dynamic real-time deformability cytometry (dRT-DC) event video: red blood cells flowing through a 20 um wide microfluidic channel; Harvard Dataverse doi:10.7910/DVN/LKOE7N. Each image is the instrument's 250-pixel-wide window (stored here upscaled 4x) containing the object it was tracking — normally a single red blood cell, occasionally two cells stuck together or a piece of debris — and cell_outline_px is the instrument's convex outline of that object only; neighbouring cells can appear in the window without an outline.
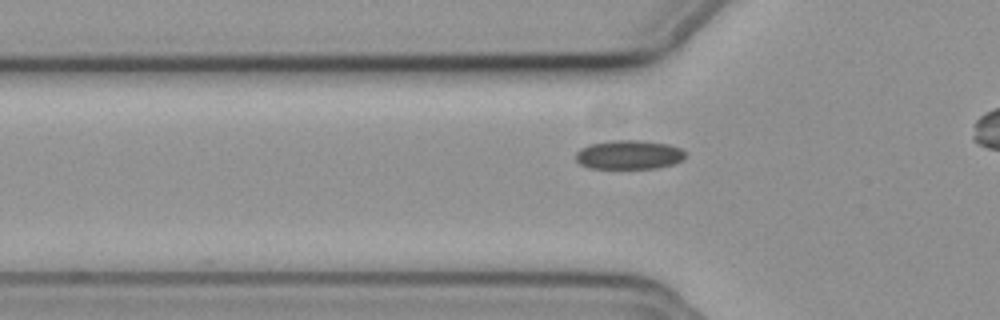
{"species": "common noctule bat (a hibernating species)", "species_latin": "Nyctalus noctula", "temperature_condition": "cold", "stored_images_in_passage": 33, "camera_frame_rate_fps": 3000, "um_per_image_px": 0.085, "animal": {"sex": "female", "body_mass_g": 19.3, "forearm_length_mm": 54.1}, "frame": {"image": 1, "passage_image": 6, "time_ms": 1.667, "image_size_px": [1000, 320], "cell_outline_px": [[684, 160], [672, 164], [656, 168], [588, 168], [580, 164], [576, 160], [576, 152], [580, 148], [588, 144], [612, 140], [640, 140], [668, 144], [680, 148], [684, 152]], "centroid_in_image_um": [53.43, 13.15], "position_along_channel_um": 72.4, "area_um2": 18.61}}
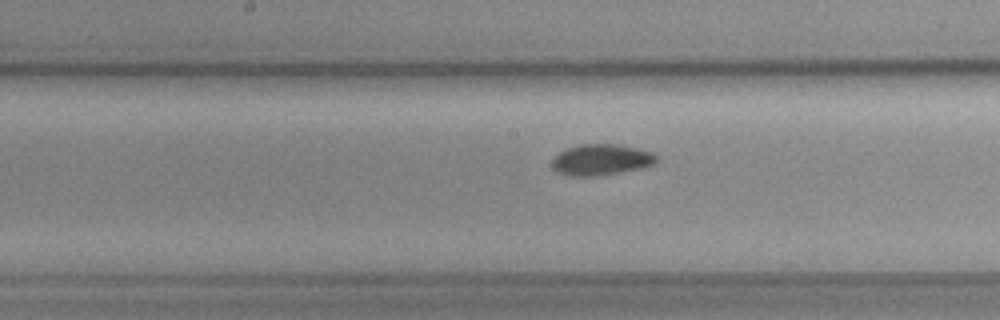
{"frame": {"image": 2, "passage_image": 16, "time_ms": 5.0, "image_size_px": [1000, 320], "cell_outline_px": [[660, 160], [656, 164], [644, 168], [596, 176], [572, 176], [556, 172], [552, 168], [552, 160], [564, 148], [580, 144], [616, 144], [640, 148], [652, 152], [660, 156]], "centroid_in_image_um": [51.16, 13.57], "position_along_channel_um": 197.0, "area_um2": 19.36}}
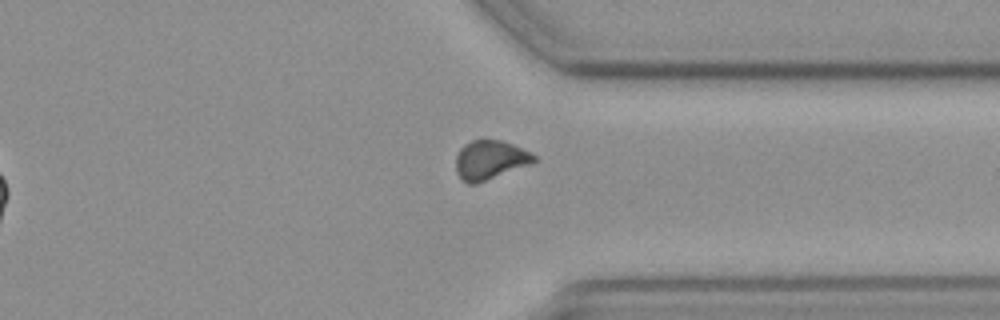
{"frame": {"image": 3, "passage_image": 30, "time_ms": 9.667, "image_size_px": [1000, 320], "cell_outline_px": [[536, 160], [532, 164], [476, 184], [468, 184], [460, 180], [456, 172], [456, 156], [460, 148], [464, 144], [472, 140], [500, 140], [512, 144], [532, 152], [536, 156]], "centroid_in_image_um": [41.65, 13.61], "position_along_channel_um": 369.8, "area_um2": 18.03}}